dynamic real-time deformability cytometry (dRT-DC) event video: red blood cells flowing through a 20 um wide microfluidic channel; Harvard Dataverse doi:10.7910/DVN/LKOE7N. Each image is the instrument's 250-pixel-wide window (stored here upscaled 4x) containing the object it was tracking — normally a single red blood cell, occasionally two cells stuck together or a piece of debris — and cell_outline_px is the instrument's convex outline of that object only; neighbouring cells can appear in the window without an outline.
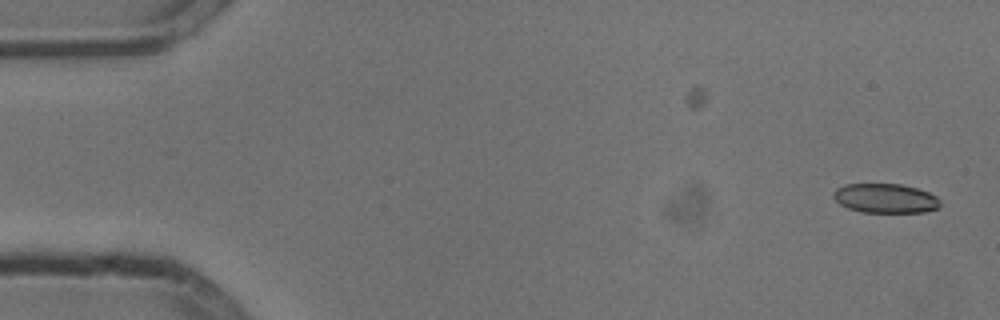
{"species": "common noctule bat (a hibernating species)", "species_latin": "Nyctalus noctula", "temperature_condition": "cold", "stored_images_in_passage": 16, "camera_frame_rate_fps": 3000, "um_per_image_px": 0.085, "animal": {"sex": "male", "body_mass_g": 13.3}, "frame": {"image": 1, "passage_image": 1, "time_ms": 0.0, "image_size_px": [1000, 320], "cell_outline_px": [[940, 208], [924, 212], [860, 212], [848, 208], [840, 204], [832, 196], [832, 192], [836, 188], [844, 184], [900, 184], [916, 188], [928, 192], [936, 196], [940, 200]], "centroid_in_image_um": [75.25, 16.86], "position_along_channel_um": 9.8, "area_um2": 18.38}}
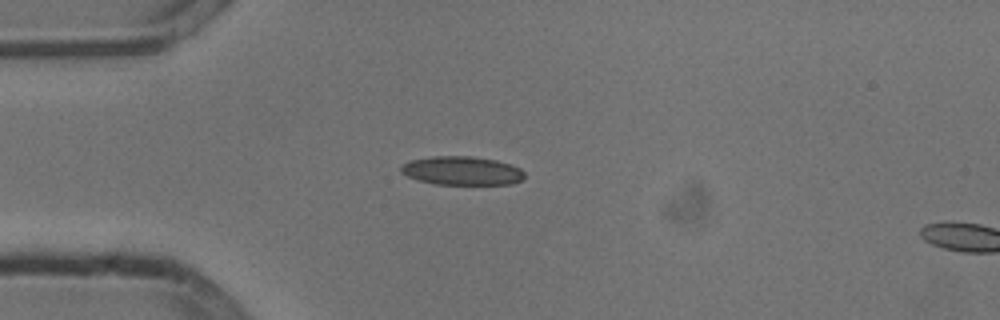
{"frame": {"image": 2, "passage_image": 13, "time_ms": 4.0, "image_size_px": [1000, 320], "cell_outline_px": [[524, 176], [520, 180], [512, 184], [436, 184], [416, 180], [400, 172], [400, 168], [404, 164], [412, 160], [432, 156], [472, 156], [496, 160], [520, 168], [524, 172]], "centroid_in_image_um": [39.25, 14.51], "position_along_channel_um": 45.8, "area_um2": 20.52}}